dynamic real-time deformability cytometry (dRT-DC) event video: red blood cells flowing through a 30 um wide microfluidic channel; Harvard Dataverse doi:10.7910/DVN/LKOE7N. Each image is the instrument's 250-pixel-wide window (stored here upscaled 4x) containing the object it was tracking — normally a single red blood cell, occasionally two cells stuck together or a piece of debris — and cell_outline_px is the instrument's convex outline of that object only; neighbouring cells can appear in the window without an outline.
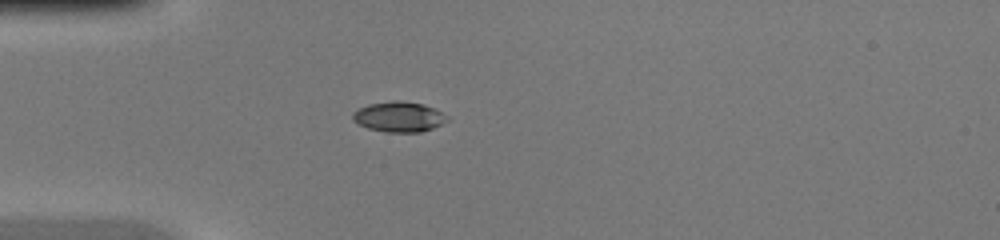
{"species": "common noctule bat (a hibernating species)", "species_latin": "Nyctalus noctula", "temperature_condition": "warm", "stored_images_in_passage": 33, "camera_frame_rate_fps": 3000, "um_per_image_px": 0.085, "animal": {"sex": "female", "body_mass_g": 20.0, "forearm_length_mm": 54.0}, "frame": {"image": 1, "passage_image": 1, "time_ms": 0.0, "image_size_px": [1000, 240], "cell_outline_px": [[448, 120], [432, 128], [420, 132], [384, 132], [368, 128], [356, 124], [352, 120], [352, 112], [368, 104], [392, 100], [400, 100], [424, 104], [448, 116]], "centroid_in_image_um": [33.85, 9.92], "position_along_channel_um": 51.1, "area_um2": 16.7}}
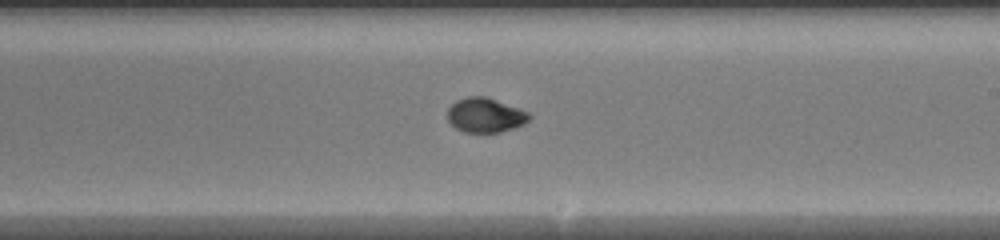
{"frame": {"image": 2, "passage_image": 15, "time_ms": 4.667, "image_size_px": [1000, 240], "cell_outline_px": [[532, 116], [524, 124], [500, 132], [464, 132], [456, 128], [448, 120], [448, 108], [456, 100], [468, 96], [484, 96], [520, 108], [528, 112]], "centroid_in_image_um": [41.25, 9.78], "position_along_channel_um": 247.7, "area_um2": 16.36}}
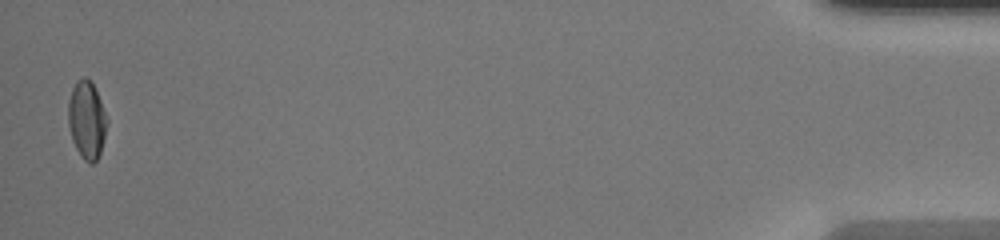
{"frame": {"image": 3, "passage_image": 33, "time_ms": 10.667, "image_size_px": [1000, 240], "cell_outline_px": [[108, 120], [100, 152], [96, 160], [92, 164], [88, 164], [80, 156], [72, 140], [68, 124], [68, 100], [72, 88], [76, 80], [84, 76], [92, 84], [100, 100]], "centroid_in_image_um": [7.35, 10.2], "position_along_channel_um": 427.9, "area_um2": 17.46}}